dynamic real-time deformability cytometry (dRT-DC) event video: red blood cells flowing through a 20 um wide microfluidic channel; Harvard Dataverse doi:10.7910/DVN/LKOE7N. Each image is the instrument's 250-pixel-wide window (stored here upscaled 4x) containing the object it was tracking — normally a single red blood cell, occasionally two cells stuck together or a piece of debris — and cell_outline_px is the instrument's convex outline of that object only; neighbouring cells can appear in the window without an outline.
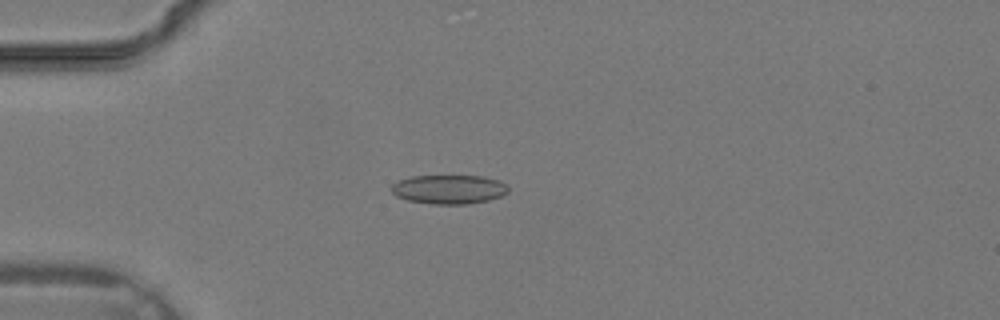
{"species": "common noctule bat (a hibernating species)", "species_latin": "Nyctalus noctula", "temperature_condition": "warm", "stored_images_in_passage": 31, "camera_frame_rate_fps": 3000, "um_per_image_px": 0.085, "animal": {"sex": "male", "body_mass_g": 19.2, "forearm_length_mm": 51.8}, "frame": {"image": 1, "passage_image": 5, "time_ms": 1.333, "image_size_px": [1000, 320], "cell_outline_px": [[508, 192], [500, 196], [488, 200], [468, 204], [432, 204], [408, 200], [396, 196], [388, 188], [392, 184], [400, 180], [412, 176], [484, 176], [500, 180], [508, 184]], "centroid_in_image_um": [38.17, 16.09], "position_along_channel_um": 46.8, "area_um2": 19.94}}
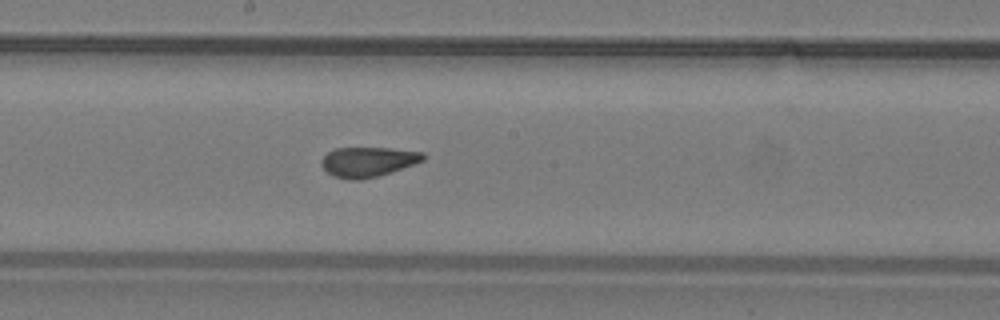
{"frame": {"image": 2, "passage_image": 15, "time_ms": 4.667, "image_size_px": [1000, 320], "cell_outline_px": [[424, 160], [380, 176], [360, 180], [348, 180], [332, 176], [320, 164], [320, 160], [328, 152], [336, 148], [388, 148], [424, 152]], "centroid_in_image_um": [31.25, 13.76], "position_along_channel_um": 217.0, "area_um2": 17.74}}
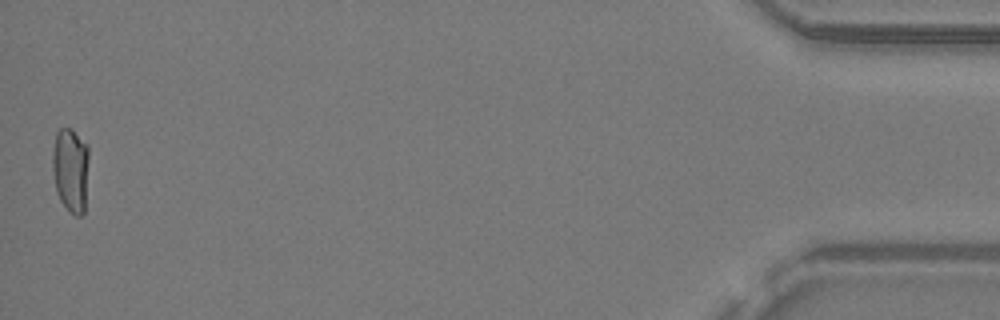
{"frame": {"image": 3, "passage_image": 31, "time_ms": 10.0, "image_size_px": [1000, 320], "cell_outline_px": [[88, 160], [84, 212], [80, 216], [76, 216], [60, 200], [56, 192], [52, 172], [52, 152], [56, 132], [60, 128], [72, 128], [88, 144]], "centroid_in_image_um": [5.99, 14.37], "position_along_channel_um": 429.2, "area_um2": 18.09}}